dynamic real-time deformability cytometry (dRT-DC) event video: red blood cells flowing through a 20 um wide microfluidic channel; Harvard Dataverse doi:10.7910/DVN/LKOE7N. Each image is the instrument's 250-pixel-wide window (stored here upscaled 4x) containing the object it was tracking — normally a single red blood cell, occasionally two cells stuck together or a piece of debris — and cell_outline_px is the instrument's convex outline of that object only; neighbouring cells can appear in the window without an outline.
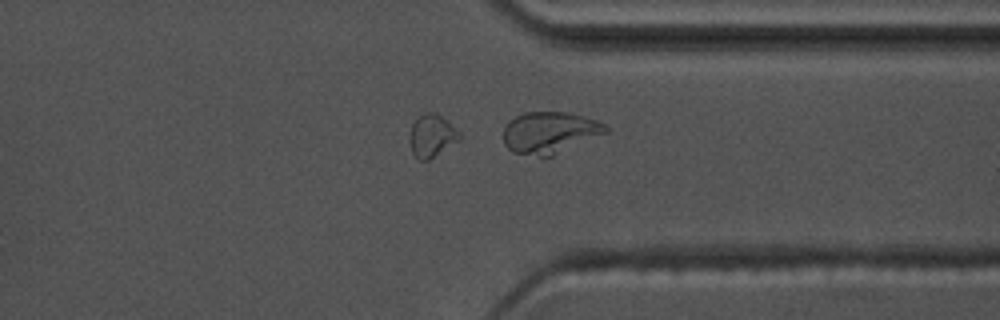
{"species": "common noctule bat (a hibernating species)", "species_latin": "Nyctalus noctula", "temperature_condition": "warm", "stored_images_in_passage": 36, "camera_frame_rate_fps": 3000, "um_per_image_px": 0.085, "animal": {"sex": "male", "body_mass_g": 17.5, "forearm_length_mm": 52.3}, "frame": {"image": 1, "passage_image": 36, "time_ms": 11.667, "image_size_px": [1000, 320], "cell_outline_px": [[608, 132], [552, 156], [540, 156], [512, 152], [504, 144], [504, 128], [508, 120], [524, 112], [568, 112], [584, 116], [596, 120], [604, 124], [608, 128]], "centroid_in_image_um": [46.72, 11.25], "position_along_channel_um": 364.7, "area_um2": 24.8}}